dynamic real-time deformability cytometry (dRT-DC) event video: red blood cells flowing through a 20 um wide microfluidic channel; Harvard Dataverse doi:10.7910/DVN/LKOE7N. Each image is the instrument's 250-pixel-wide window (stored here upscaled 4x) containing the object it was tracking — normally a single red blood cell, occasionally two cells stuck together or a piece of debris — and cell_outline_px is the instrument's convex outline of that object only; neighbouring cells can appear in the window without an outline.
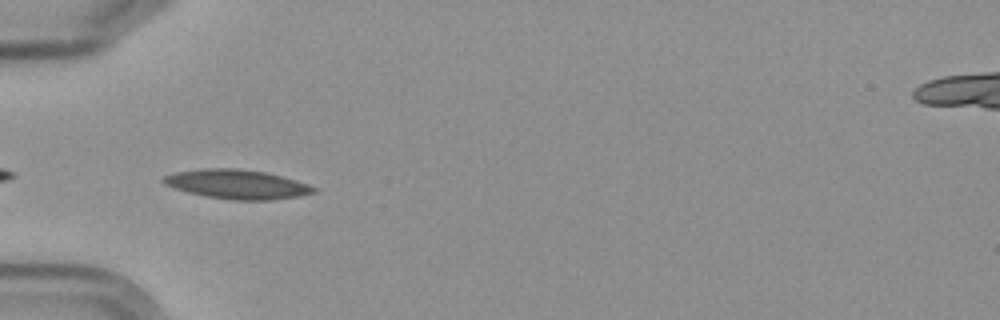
{"species": "Egyptian fruit bat (a non-hibernating species)", "species_latin": "Rousettus aegyptiacus", "temperature_condition": "cold", "stored_images_in_passage": 6, "camera_frame_rate_fps": 3000, "um_per_image_px": 0.085, "frame": {"image": 1, "passage_image": 5, "time_ms": 4.667, "image_size_px": [1000, 320], "cell_outline_px": [[316, 192], [296, 196], [272, 200], [232, 200], [204, 196], [188, 192], [164, 184], [160, 180], [164, 176], [176, 172], [204, 168], [236, 168], [264, 172], [296, 180], [308, 184], [316, 188]], "centroid_in_image_um": [20.12, 15.66], "position_along_channel_um": 64.9, "area_um2": 25.43}}
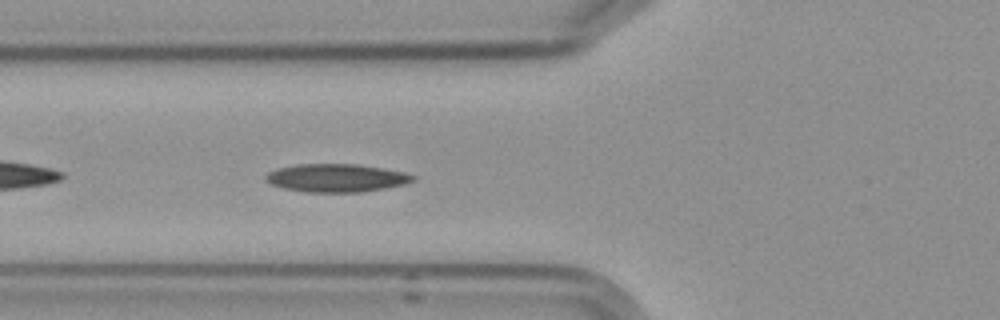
{"frame": {"image": 2, "passage_image": 6, "time_ms": 5.667, "image_size_px": [1000, 320], "cell_outline_px": [[416, 180], [404, 184], [384, 188], [360, 192], [304, 192], [284, 188], [272, 184], [264, 180], [264, 176], [268, 172], [276, 168], [296, 164], [356, 164], [404, 172], [416, 176]], "centroid_in_image_um": [28.55, 15.12], "position_along_channel_um": 97.2, "area_um2": 24.1}}